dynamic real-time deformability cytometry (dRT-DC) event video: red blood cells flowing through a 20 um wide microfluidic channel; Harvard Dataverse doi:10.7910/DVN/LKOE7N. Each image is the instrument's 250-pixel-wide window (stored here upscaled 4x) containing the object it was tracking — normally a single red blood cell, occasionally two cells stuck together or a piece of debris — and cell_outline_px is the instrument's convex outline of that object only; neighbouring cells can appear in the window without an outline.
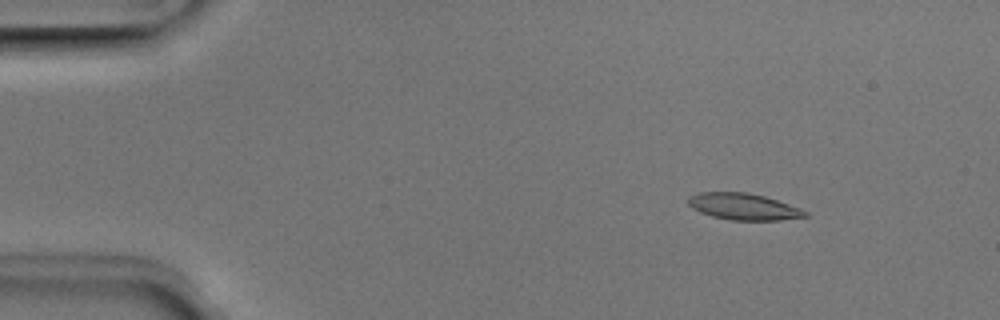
{"species": "Egyptian fruit bat (a non-hibernating species)", "species_latin": "Rousettus aegyptiacus", "temperature_condition": "room temperature", "stored_images_in_passage": 51, "camera_frame_rate_fps": 3000, "um_per_image_px": 0.085, "animal": {"sex": "male"}, "frame": {"image": 1, "passage_image": 7, "time_ms": 2.0, "image_size_px": [1000, 320], "cell_outline_px": [[808, 216], [780, 220], [728, 220], [712, 216], [700, 212], [692, 208], [688, 204], [688, 196], [700, 192], [748, 192], [764, 196], [800, 208], [808, 212]], "centroid_in_image_um": [63.17, 17.56], "position_along_channel_um": 21.8, "area_um2": 18.09}}
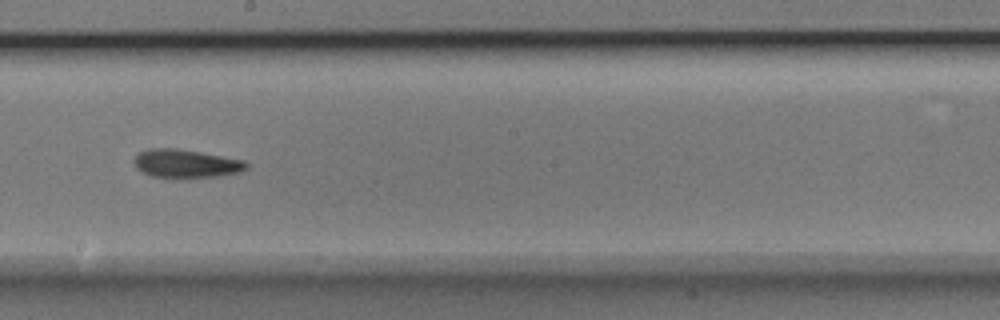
{"frame": {"image": 2, "passage_image": 29, "time_ms": 9.333, "image_size_px": [1000, 320], "cell_outline_px": [[248, 168], [240, 172], [220, 176], [184, 180], [164, 180], [152, 176], [136, 168], [132, 160], [140, 152], [148, 148], [176, 148], [200, 152], [244, 160], [248, 164]], "centroid_in_image_um": [15.78, 13.95], "position_along_channel_um": 232.4, "area_um2": 19.42}}
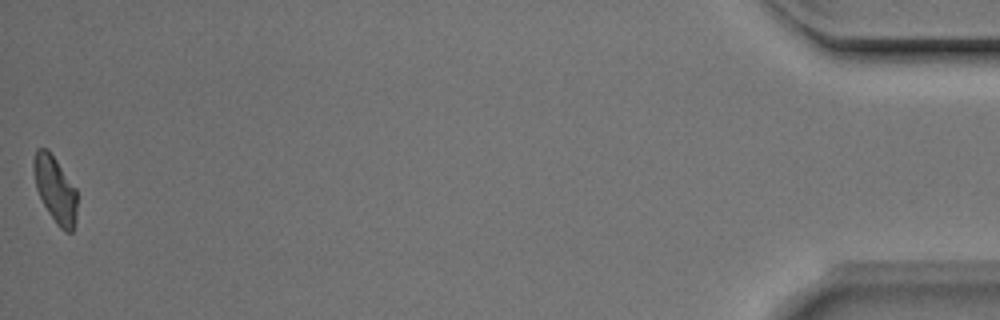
{"frame": {"image": 3, "passage_image": 51, "time_ms": 16.667, "image_size_px": [1000, 320], "cell_outline_px": [[76, 220], [72, 232], [64, 232], [56, 224], [48, 212], [36, 188], [32, 168], [32, 160], [36, 148], [44, 148], [56, 160], [76, 188]], "centroid_in_image_um": [4.68, 16.12], "position_along_channel_um": 430.5, "area_um2": 16.7}, "authors_computed_cell_mechanics": {"area_um2": 18.207, "velocity_mm_per_s": 3.9933, "shape_relaxation_time_tau1_ms": 2.4788, "shape_relaxation_time_tau2_ms": 4.7227, "deformation_change_tau1": 0.1133, "deformation_change_tau2": 0.1082}}